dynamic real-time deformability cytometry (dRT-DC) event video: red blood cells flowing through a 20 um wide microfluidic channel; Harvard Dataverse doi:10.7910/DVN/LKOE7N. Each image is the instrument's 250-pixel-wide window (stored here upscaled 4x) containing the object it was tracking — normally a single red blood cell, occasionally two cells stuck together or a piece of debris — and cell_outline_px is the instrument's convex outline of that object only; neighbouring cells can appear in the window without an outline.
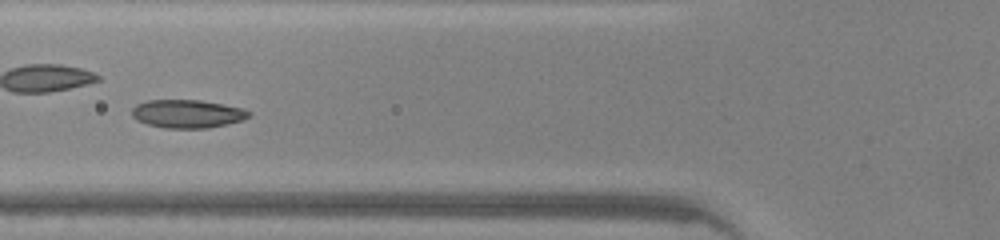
{"species": "common noctule bat (a hibernating species)", "species_latin": "Nyctalus noctula", "temperature_condition": "warm", "stored_images_in_passage": 43, "camera_frame_rate_fps": 3000, "um_per_image_px": 0.085, "animal": {"sex": "male", "body_mass_g": 20.0, "forearm_length_mm": 53.3}, "frame": {"image": 1, "passage_image": 13, "time_ms": 4.0, "image_size_px": [1000, 240], "cell_outline_px": [[252, 116], [244, 120], [228, 124], [208, 128], [164, 128], [148, 124], [136, 120], [132, 116], [132, 108], [136, 104], [148, 100], [200, 100], [224, 104], [244, 108], [252, 112]], "centroid_in_image_um": [15.98, 9.67], "position_along_channel_um": 109.8, "area_um2": 19.54}}
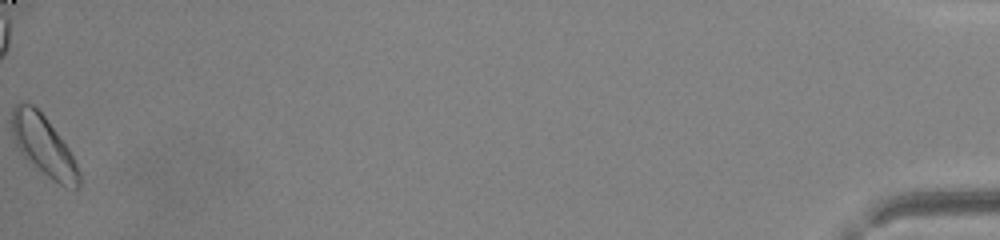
{"frame": {"image": 2, "passage_image": 43, "time_ms": 14.0, "image_size_px": [1000, 240], "cell_outline_px": [[80, 188], [64, 188], [52, 180], [20, 152], [12, 136], [12, 108], [20, 100], [24, 100], [32, 104], [44, 116], [68, 148], [80, 172]], "centroid_in_image_um": [3.7, 12.37], "position_along_channel_um": 431.5, "area_um2": 23.29}, "authors_computed_cell_mechanics": {"area_um2": 19.2474, "velocity_mm_per_s": 4.2822, "shape_relaxation_time_tau1_ms": 2.7813, "shape_relaxation_time_tau2_ms": 5.1635, "deformation_change_tau1": 0.0999, "deformation_change_tau2": 0.0677}}